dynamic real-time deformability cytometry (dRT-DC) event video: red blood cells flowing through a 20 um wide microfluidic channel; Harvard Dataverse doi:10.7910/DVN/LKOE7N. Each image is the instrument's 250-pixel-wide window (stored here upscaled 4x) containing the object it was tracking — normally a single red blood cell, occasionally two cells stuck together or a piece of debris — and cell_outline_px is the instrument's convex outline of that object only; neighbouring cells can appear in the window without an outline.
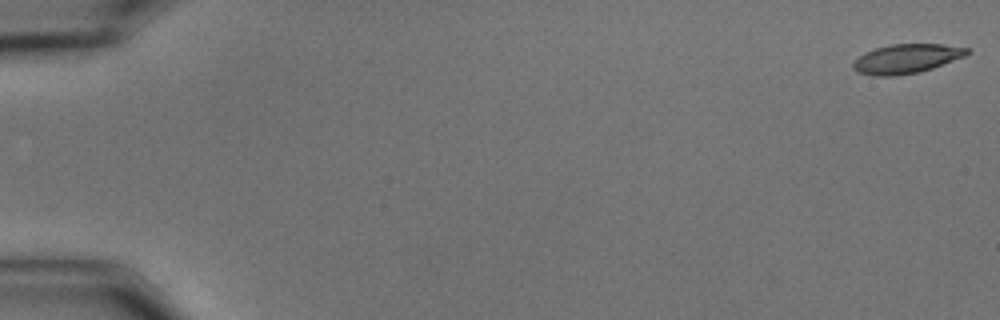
{"species": "common noctule bat (a hibernating species)", "species_latin": "Nyctalus noctula", "temperature_condition": "cold", "stored_images_in_passage": 10, "camera_frame_rate_fps": 3000, "um_per_image_px": 0.085, "animal": {"sex": "male", "body_mass_g": 15.6}, "frame": {"image": 1, "passage_image": 1, "time_ms": 0.0, "image_size_px": [1000, 320], "cell_outline_px": [[972, 52], [964, 56], [932, 68], [920, 72], [896, 76], [872, 76], [860, 72], [852, 68], [852, 64], [864, 52], [876, 48], [892, 44], [944, 44], [968, 48]], "centroid_in_image_um": [77.06, 4.99], "position_along_channel_um": 7.9, "area_um2": 19.36}}